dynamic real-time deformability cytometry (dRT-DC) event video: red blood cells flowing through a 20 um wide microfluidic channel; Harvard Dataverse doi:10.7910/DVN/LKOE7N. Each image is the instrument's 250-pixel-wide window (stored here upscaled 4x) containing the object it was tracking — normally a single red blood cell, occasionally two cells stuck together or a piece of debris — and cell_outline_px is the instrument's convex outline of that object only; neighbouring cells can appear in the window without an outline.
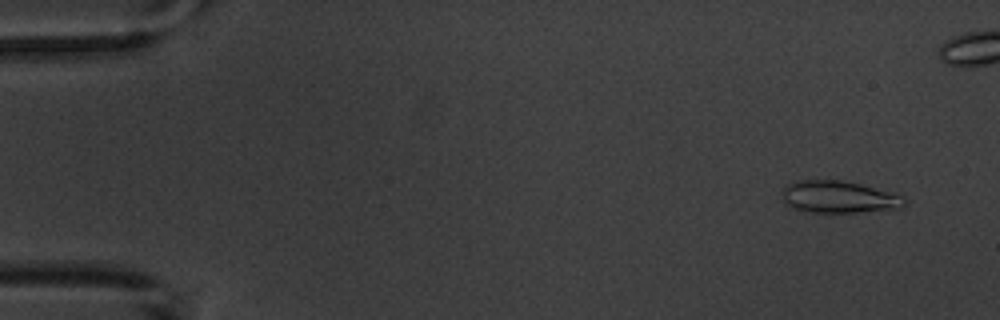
{"species": "common noctule bat (a hibernating species)", "species_latin": "Nyctalus noctula", "temperature_condition": "warm", "stored_images_in_passage": 5, "camera_frame_rate_fps": 3000, "um_per_image_px": 0.085, "animal": {"sex": "male", "body_mass_g": 20.1, "forearm_length_mm": 53.5}, "frame": {"image": 1, "passage_image": 1, "time_ms": 0.0, "image_size_px": [1000, 320], "cell_outline_px": [[908, 204], [900, 208], [856, 212], [804, 212], [792, 208], [784, 200], [784, 188], [788, 184], [796, 180], [840, 180], [860, 184], [892, 192], [904, 196], [908, 200]], "centroid_in_image_um": [71.35, 16.74], "position_along_channel_um": 13.6, "area_um2": 22.89}}